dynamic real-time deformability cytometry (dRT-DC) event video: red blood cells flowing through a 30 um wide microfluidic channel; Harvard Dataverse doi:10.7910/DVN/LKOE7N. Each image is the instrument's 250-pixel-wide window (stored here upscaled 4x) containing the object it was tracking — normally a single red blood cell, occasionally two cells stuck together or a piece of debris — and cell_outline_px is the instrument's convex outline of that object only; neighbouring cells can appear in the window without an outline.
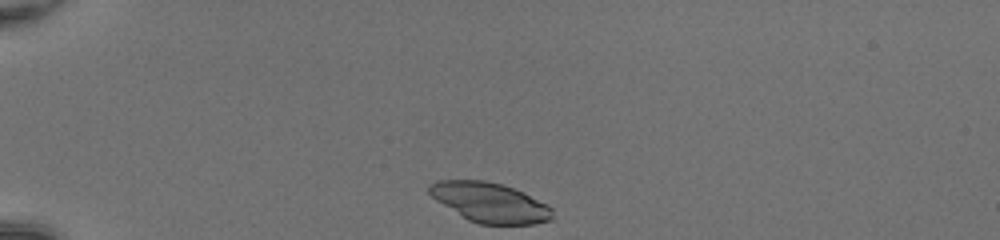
{"species": "common noctule bat (a hibernating species)", "species_latin": "Nyctalus noctula", "temperature_condition": "room temperature", "stored_images_in_passage": 36, "camera_frame_rate_fps": 3000, "um_per_image_px": 0.085, "animal": {"sex": "female", "body_mass_g": 20.0, "forearm_length_mm": 54.0}, "frame": {"image": 1, "passage_image": 1, "time_ms": 0.0, "image_size_px": [1000, 240], "cell_outline_px": [[552, 220], [536, 224], [480, 224], [468, 220], [436, 200], [428, 192], [428, 184], [436, 180], [484, 180], [500, 184], [524, 192], [552, 208]], "centroid_in_image_um": [41.62, 17.21], "position_along_channel_um": 43.4, "area_um2": 28.38}}
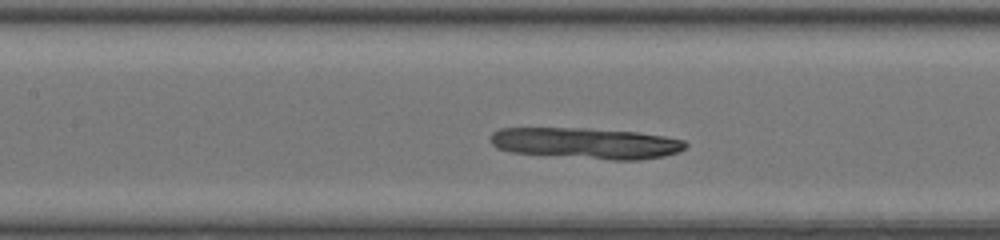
{"frame": {"image": 2, "passage_image": 13, "time_ms": 4.0, "image_size_px": [1000, 240], "cell_outline_px": [[688, 144], [680, 152], [664, 156], [640, 160], [612, 160], [512, 152], [496, 148], [492, 144], [492, 132], [500, 128], [588, 128], [636, 132], [664, 136], [684, 140]], "centroid_in_image_um": [49.85, 12.17], "position_along_channel_um": 157.5, "area_um2": 35.26}}
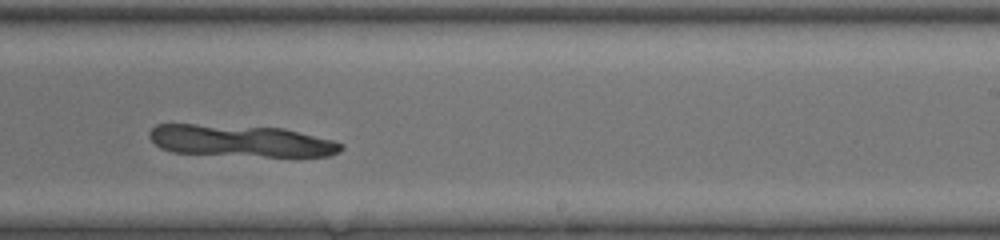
{"frame": {"image": 3, "passage_image": 21, "time_ms": 6.667, "image_size_px": [1000, 240], "cell_outline_px": [[344, 148], [340, 152], [328, 156], [264, 156], [172, 152], [160, 148], [148, 136], [148, 132], [156, 124], [196, 124], [284, 128], [332, 140], [344, 144]], "centroid_in_image_um": [20.47, 11.97], "position_along_channel_um": 268.5, "area_um2": 35.37}}